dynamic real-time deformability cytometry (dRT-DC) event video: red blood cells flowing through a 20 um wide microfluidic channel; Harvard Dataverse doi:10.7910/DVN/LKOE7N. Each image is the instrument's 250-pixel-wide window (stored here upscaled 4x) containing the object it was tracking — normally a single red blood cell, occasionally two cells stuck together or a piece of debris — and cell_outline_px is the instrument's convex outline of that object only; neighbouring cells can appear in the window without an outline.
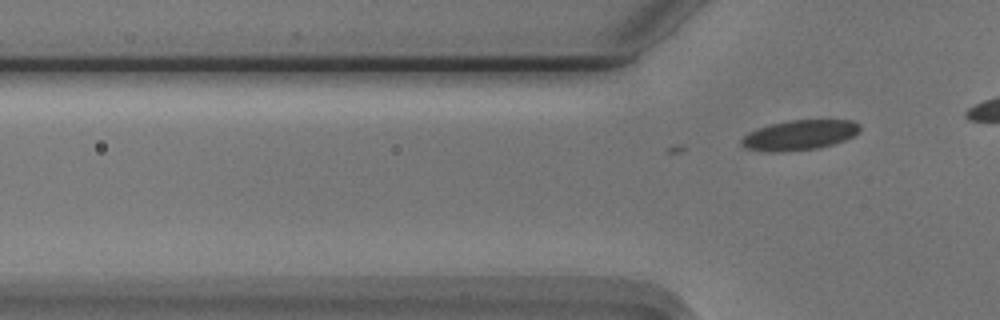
{"species": "Egyptian fruit bat (a non-hibernating species)", "species_latin": "Rousettus aegyptiacus", "temperature_condition": "cold", "stored_images_in_passage": 14, "camera_frame_rate_fps": 3000, "um_per_image_px": 0.085, "animal": {"sex": "male"}, "frame": {"image": 1, "passage_image": 14, "time_ms": 4.333, "image_size_px": [1000, 320], "cell_outline_px": [[860, 132], [844, 140], [832, 144], [816, 148], [780, 152], [772, 152], [748, 148], [740, 144], [740, 140], [744, 136], [760, 128], [772, 124], [788, 120], [852, 120], [860, 124]], "centroid_in_image_um": [68.0, 11.47], "position_along_channel_um": 57.8, "area_um2": 20.35}}